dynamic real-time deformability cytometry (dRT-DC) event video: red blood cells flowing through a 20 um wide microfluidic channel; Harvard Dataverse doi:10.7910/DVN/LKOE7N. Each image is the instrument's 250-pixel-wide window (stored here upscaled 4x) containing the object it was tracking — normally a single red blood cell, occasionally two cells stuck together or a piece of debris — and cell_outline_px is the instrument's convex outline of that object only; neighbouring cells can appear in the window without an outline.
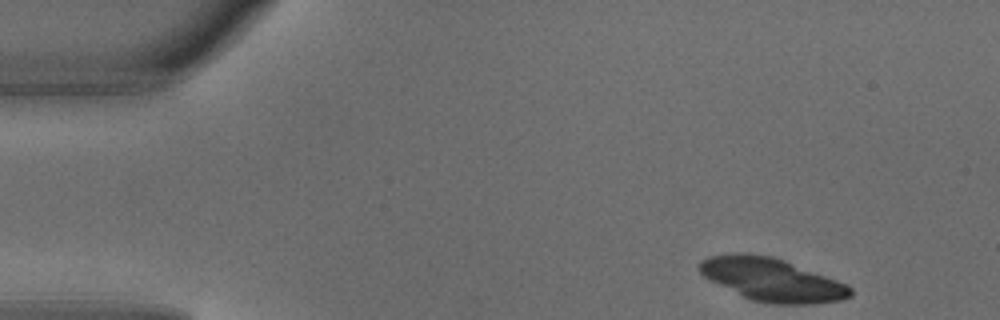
{"species": "common noctule bat (a hibernating species)", "species_latin": "Nyctalus noctula", "temperature_condition": "warm", "stored_images_in_passage": 5, "camera_frame_rate_fps": 3000, "um_per_image_px": 0.085, "animal": {"sex": "male", "body_mass_g": 18.8}, "frame": {"image": 1, "passage_image": 1, "time_ms": 0.0, "image_size_px": [1000, 320], "cell_outline_px": [[852, 296], [840, 300], [812, 304], [772, 304], [752, 300], [704, 276], [700, 272], [696, 264], [700, 260], [708, 256], [736, 252], [748, 252], [772, 256], [784, 260], [848, 284], [852, 288]], "centroid_in_image_um": [65.61, 23.75], "position_along_channel_um": 19.4, "area_um2": 37.8}}
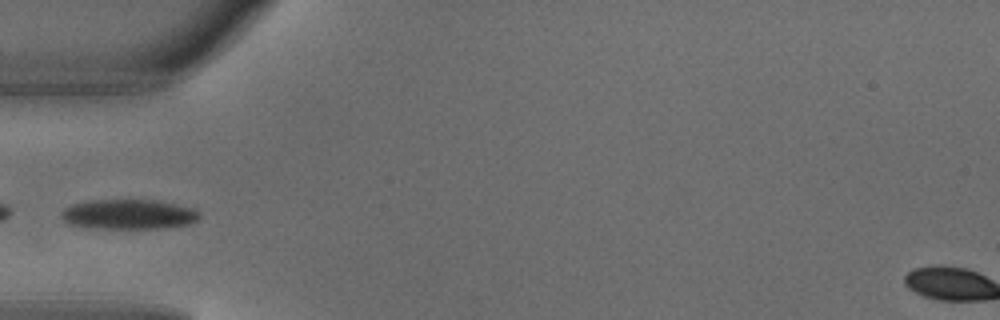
{"frame": {"image": 2, "passage_image": 4, "time_ms": 1.0, "image_size_px": [1000, 320], "cell_outline_px": [[200, 216], [196, 220], [188, 224], [164, 228], [92, 228], [68, 224], [60, 216], [64, 208], [72, 204], [92, 200], [152, 200], [192, 208], [200, 212]], "centroid_in_image_um": [10.89, 18.22], "position_along_channel_um": 74.1, "area_um2": 23.81}}
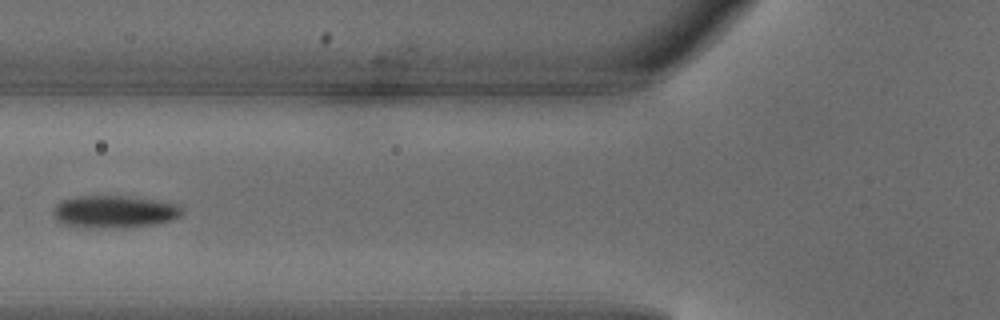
{"frame": {"image": 3, "passage_image": 5, "time_ms": 1.333, "image_size_px": [1000, 320], "cell_outline_px": [[184, 212], [180, 216], [172, 220], [156, 224], [124, 228], [76, 228], [64, 224], [56, 220], [52, 216], [52, 212], [56, 204], [60, 200], [80, 196], [128, 196], [176, 204], [184, 208]], "centroid_in_image_um": [9.67, 18.02], "position_along_channel_um": 116.1, "area_um2": 24.8}}